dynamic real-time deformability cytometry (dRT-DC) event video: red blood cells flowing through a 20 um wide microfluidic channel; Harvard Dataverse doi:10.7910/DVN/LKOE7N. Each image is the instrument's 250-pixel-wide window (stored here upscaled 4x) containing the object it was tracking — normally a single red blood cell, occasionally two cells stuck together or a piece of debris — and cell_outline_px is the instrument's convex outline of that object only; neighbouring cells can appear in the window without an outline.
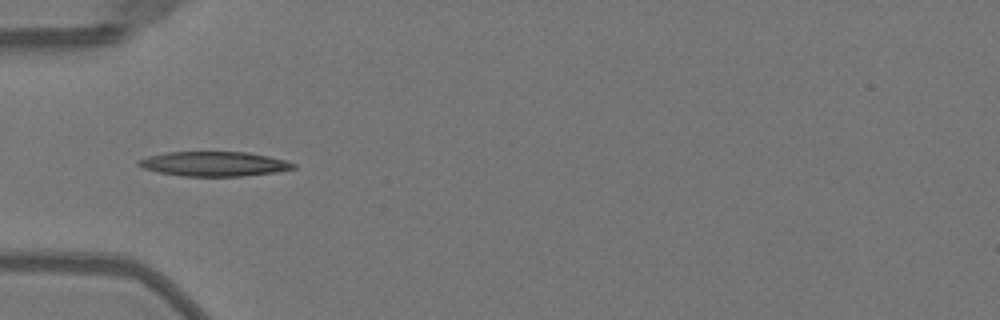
{"species": "Egyptian fruit bat (a non-hibernating species)", "species_latin": "Rousettus aegyptiacus", "temperature_condition": "warm", "stored_images_in_passage": 36, "camera_frame_rate_fps": 3000, "um_per_image_px": 0.085, "animal": {"sex": "female"}, "frame": {"image": 1, "passage_image": 2, "time_ms": 0.333, "image_size_px": [1000, 320], "cell_outline_px": [[296, 168], [276, 172], [240, 176], [180, 176], [160, 172], [144, 168], [136, 164], [136, 160], [148, 156], [164, 152], [248, 152], [268, 156], [284, 160], [296, 164]], "centroid_in_image_um": [18.17, 13.92], "position_along_channel_um": 66.8, "area_um2": 22.2}}
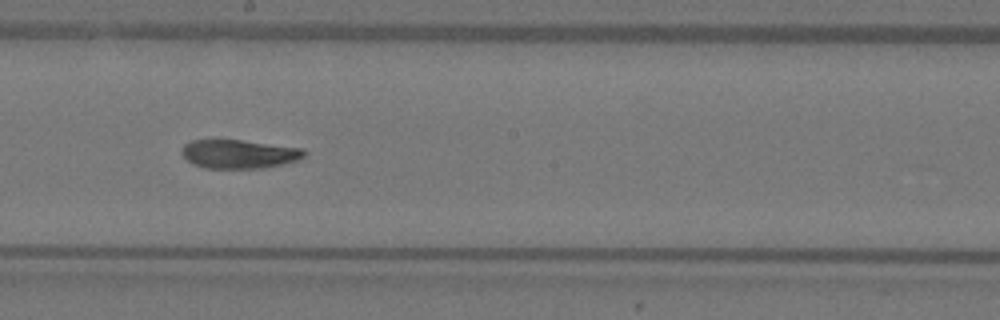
{"frame": {"image": 2, "passage_image": 14, "time_ms": 4.333, "image_size_px": [1000, 320], "cell_outline_px": [[308, 152], [304, 156], [296, 160], [264, 168], [204, 168], [192, 164], [180, 152], [184, 144], [192, 140], [240, 140], [304, 148]], "centroid_in_image_um": [20.31, 13.09], "position_along_channel_um": 227.9, "area_um2": 20.46}}
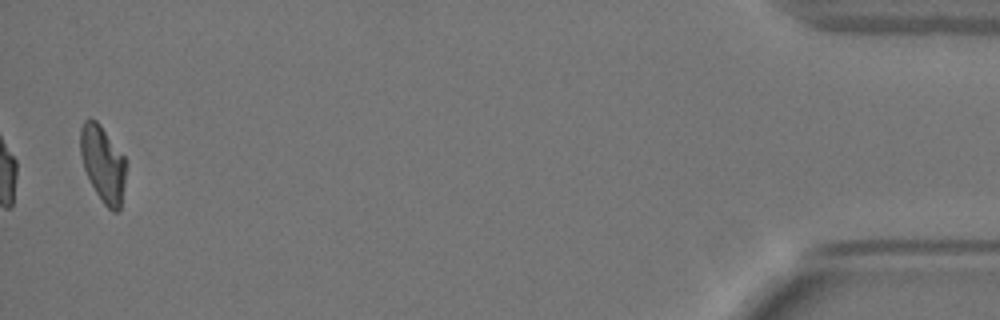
{"frame": {"image": 3, "passage_image": 35, "time_ms": 11.333, "image_size_px": [1000, 320], "cell_outline_px": [[124, 184], [120, 208], [116, 212], [112, 212], [104, 204], [96, 192], [84, 168], [80, 152], [80, 128], [84, 120], [88, 116], [96, 120], [100, 124], [124, 156]], "centroid_in_image_um": [8.72, 13.88], "position_along_channel_um": 426.5, "area_um2": 19.94}, "authors_computed_cell_mechanics": {"area_um2": 21.2704, "velocity_mm_per_s": 4.0351, "shape_relaxation_time_tau1_ms": 8.1837, "shape_relaxation_time_tau2_ms": 2.6072, "deformation_change_tau1": 0.2663, "deformation_change_tau2": 0.0896}}